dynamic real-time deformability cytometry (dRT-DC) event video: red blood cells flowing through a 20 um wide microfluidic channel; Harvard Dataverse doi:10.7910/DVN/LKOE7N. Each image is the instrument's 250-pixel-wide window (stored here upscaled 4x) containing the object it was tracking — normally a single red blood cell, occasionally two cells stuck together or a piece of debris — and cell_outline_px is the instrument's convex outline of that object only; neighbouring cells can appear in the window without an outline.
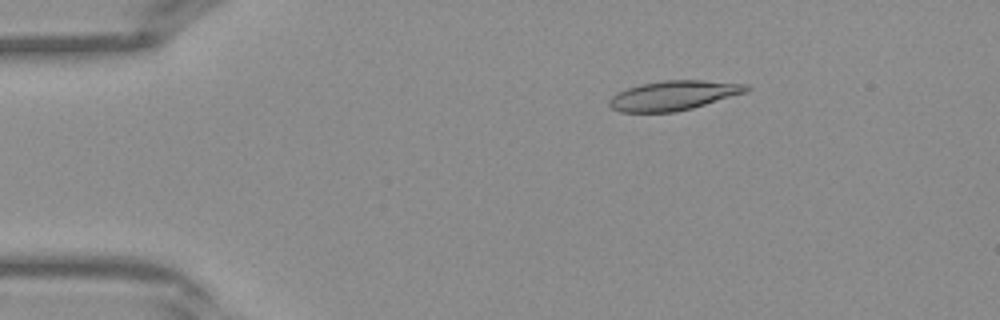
{"species": "Egyptian fruit bat (a non-hibernating species)", "species_latin": "Rousettus aegyptiacus", "temperature_condition": "warm", "stored_images_in_passage": 41, "camera_frame_rate_fps": 3000, "um_per_image_px": 0.085, "frame": {"image": 1, "passage_image": 7, "time_ms": 2.0, "image_size_px": [1000, 320], "cell_outline_px": [[752, 88], [748, 92], [692, 108], [676, 112], [620, 112], [612, 108], [608, 104], [608, 100], [612, 96], [628, 88], [640, 84], [664, 80], [704, 80], [748, 84]], "centroid_in_image_um": [57.3, 8.11], "position_along_channel_um": 27.7, "area_um2": 23.7}}
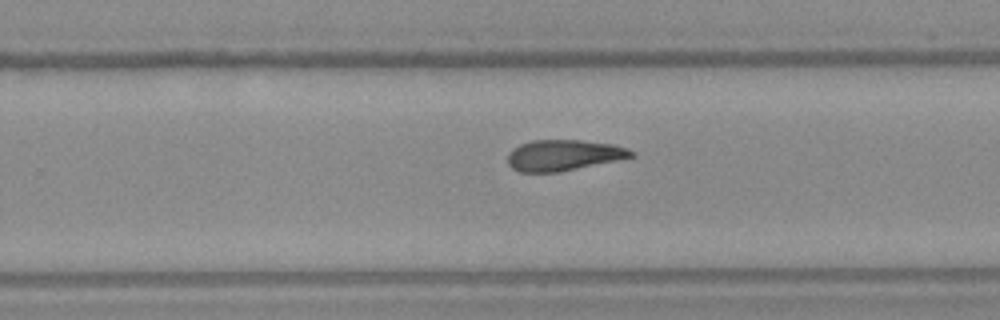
{"frame": {"image": 2, "passage_image": 26, "time_ms": 8.333, "image_size_px": [1000, 320], "cell_outline_px": [[636, 156], [560, 172], [520, 172], [512, 168], [508, 164], [508, 152], [512, 148], [520, 144], [532, 140], [580, 140], [612, 144], [628, 148], [636, 152]], "centroid_in_image_um": [47.9, 13.19], "position_along_channel_um": 281.9, "area_um2": 22.37}}
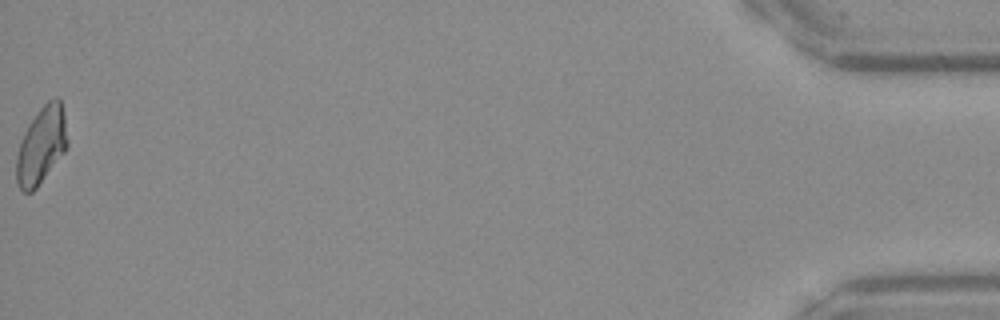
{"frame": {"image": 3, "passage_image": 41, "time_ms": 13.333, "image_size_px": [1000, 320], "cell_outline_px": [[68, 144], [64, 152], [36, 188], [32, 192], [24, 192], [20, 188], [16, 180], [16, 156], [24, 132], [40, 108], [48, 100], [56, 96], [60, 100], [64, 116], [68, 140]], "centroid_in_image_um": [3.51, 12.36], "position_along_channel_um": 431.7, "area_um2": 22.54}}